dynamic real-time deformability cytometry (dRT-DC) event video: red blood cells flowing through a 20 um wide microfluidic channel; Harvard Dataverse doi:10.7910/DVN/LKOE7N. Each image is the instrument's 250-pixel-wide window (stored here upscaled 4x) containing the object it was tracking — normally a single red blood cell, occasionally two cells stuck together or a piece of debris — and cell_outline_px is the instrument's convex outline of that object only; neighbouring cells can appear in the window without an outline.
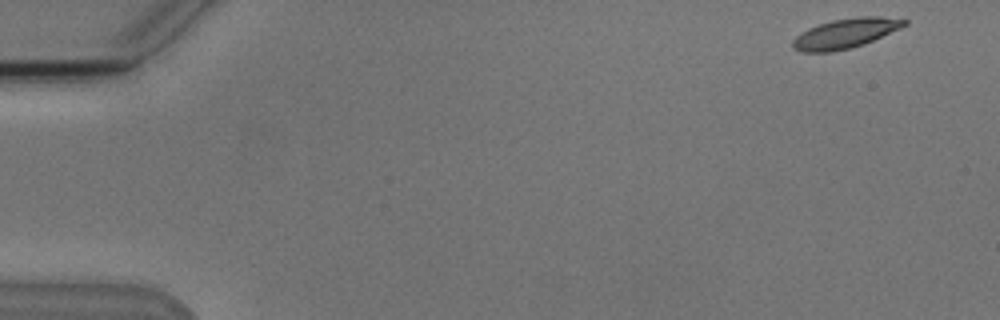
{"species": "Egyptian fruit bat (a non-hibernating species)", "species_latin": "Rousettus aegyptiacus", "temperature_condition": "cold", "stored_images_in_passage": 5, "camera_frame_rate_fps": 3000, "um_per_image_px": 0.085, "animal": {"sex": "male"}, "frame": {"image": 1, "passage_image": 1, "time_ms": 0.0, "image_size_px": [1000, 320], "cell_outline_px": [[908, 24], [900, 28], [864, 44], [832, 52], [804, 52], [792, 48], [792, 40], [800, 32], [808, 28], [832, 20], [856, 16], [880, 16], [908, 20]], "centroid_in_image_um": [71.84, 2.83], "position_along_channel_um": 13.2, "area_um2": 19.31}}
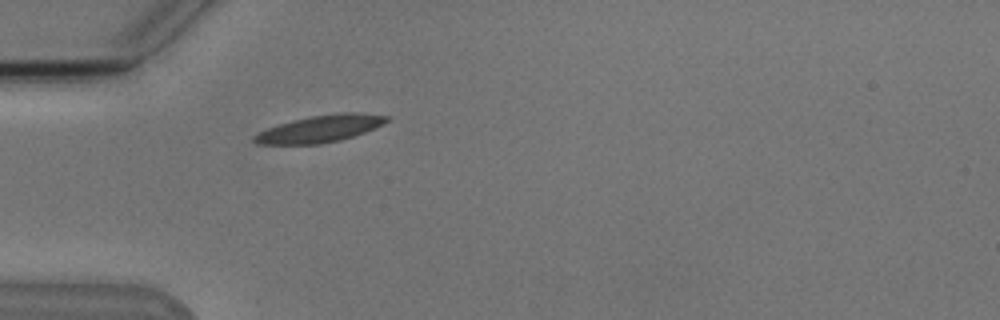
{"frame": {"image": 2, "passage_image": 5, "time_ms": 4.667, "image_size_px": [1000, 320], "cell_outline_px": [[392, 116], [388, 120], [364, 132], [340, 140], [320, 144], [256, 144], [252, 140], [252, 136], [268, 128], [292, 120], [312, 116], [340, 112], [356, 112]], "centroid_in_image_um": [27.19, 10.94], "position_along_channel_um": 57.8, "area_um2": 20.58}}